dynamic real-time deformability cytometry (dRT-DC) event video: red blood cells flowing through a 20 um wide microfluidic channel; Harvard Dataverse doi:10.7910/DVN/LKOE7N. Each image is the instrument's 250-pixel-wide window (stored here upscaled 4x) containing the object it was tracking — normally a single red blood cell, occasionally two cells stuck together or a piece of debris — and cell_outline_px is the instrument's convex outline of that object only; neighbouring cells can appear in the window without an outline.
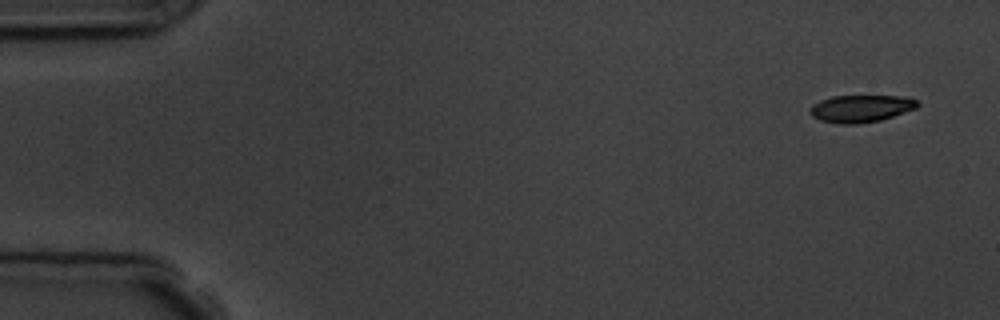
{"species": "common noctule bat (a hibernating species)", "species_latin": "Nyctalus noctula", "temperature_condition": "room temperature", "stored_images_in_passage": 6, "camera_frame_rate_fps": 3000, "um_per_image_px": 0.085, "animal": {"sex": "male", "body_mass_g": 19.5, "forearm_length_mm": 54.6}, "frame": {"image": 1, "passage_image": 1, "time_ms": 0.0, "image_size_px": [1000, 320], "cell_outline_px": [[920, 104], [916, 108], [880, 120], [856, 124], [840, 124], [820, 120], [812, 116], [812, 104], [820, 100], [832, 96], [904, 96], [916, 100]], "centroid_in_image_um": [73.18, 9.22], "position_along_channel_um": 11.8, "area_um2": 16.88}}
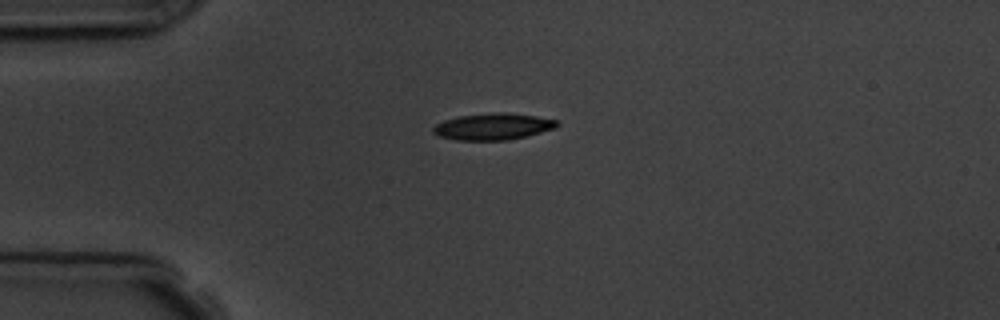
{"frame": {"image": 2, "passage_image": 4, "time_ms": 3.667, "image_size_px": [1000, 320], "cell_outline_px": [[560, 124], [556, 128], [528, 136], [508, 140], [456, 140], [440, 136], [432, 132], [432, 128], [436, 124], [444, 120], [460, 116], [492, 112], [504, 112], [536, 116], [556, 120]], "centroid_in_image_um": [41.92, 10.76], "position_along_channel_um": 43.1, "area_um2": 19.25}}